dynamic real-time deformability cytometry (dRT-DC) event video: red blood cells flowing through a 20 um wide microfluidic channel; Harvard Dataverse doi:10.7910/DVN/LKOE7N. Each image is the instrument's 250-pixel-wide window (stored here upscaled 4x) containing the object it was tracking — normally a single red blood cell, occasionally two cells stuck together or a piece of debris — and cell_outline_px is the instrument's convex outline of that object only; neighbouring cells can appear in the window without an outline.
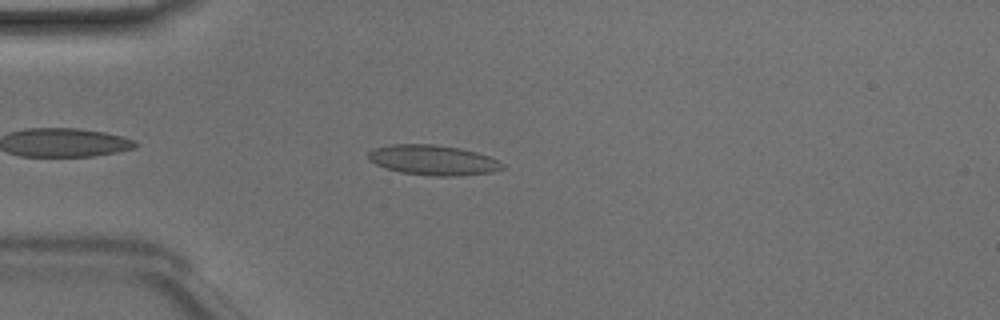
{"species": "Egyptian fruit bat (a non-hibernating species)", "species_latin": "Rousettus aegyptiacus", "temperature_condition": "room temperature", "stored_images_in_passage": 40, "camera_frame_rate_fps": 3000, "um_per_image_px": 0.085, "animal": {"sex": "male"}, "frame": {"image": 1, "passage_image": 5, "time_ms": 1.333, "image_size_px": [1000, 320], "cell_outline_px": [[504, 168], [492, 172], [456, 176], [436, 176], [400, 172], [384, 168], [368, 160], [368, 152], [372, 148], [388, 144], [436, 144], [460, 148], [476, 152], [500, 160], [504, 164]], "centroid_in_image_um": [36.79, 13.6], "position_along_channel_um": 48.2, "area_um2": 23.76}}
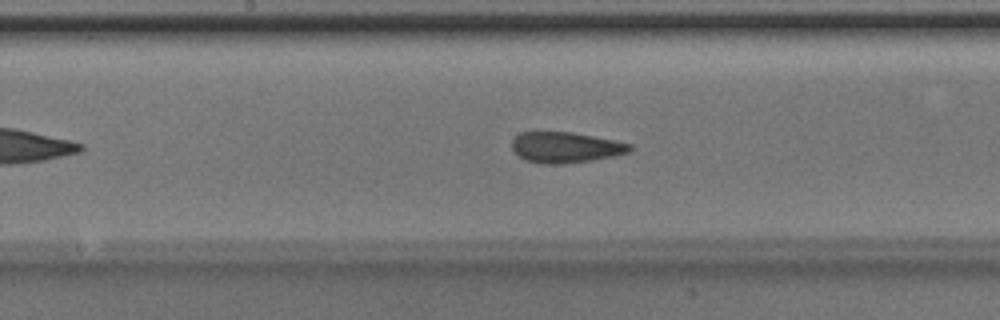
{"frame": {"image": 2, "passage_image": 17, "time_ms": 5.333, "image_size_px": [1000, 320], "cell_outline_px": [[632, 148], [628, 152], [612, 156], [592, 160], [564, 164], [544, 164], [524, 160], [512, 152], [512, 140], [520, 132], [572, 132], [616, 140], [632, 144]], "centroid_in_image_um": [48.04, 12.53], "position_along_channel_um": 200.2, "area_um2": 21.27}}
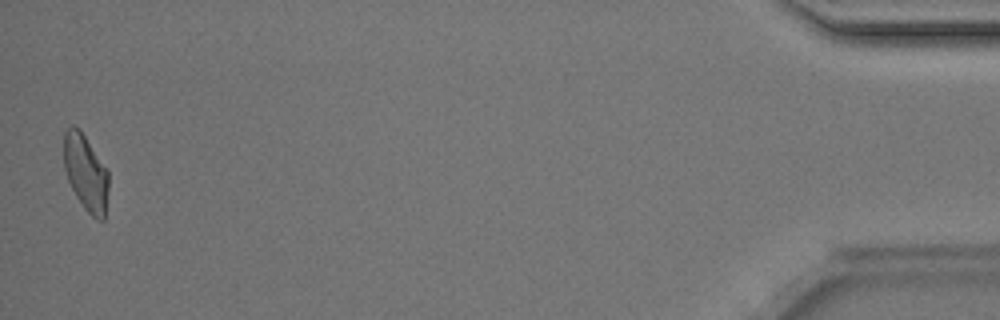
{"frame": {"image": 3, "passage_image": 40, "time_ms": 13.0, "image_size_px": [1000, 320], "cell_outline_px": [[108, 188], [104, 220], [96, 220], [84, 208], [76, 196], [68, 180], [64, 168], [64, 132], [72, 124], [80, 128], [108, 168]], "centroid_in_image_um": [7.3, 14.64], "position_along_channel_um": 427.9, "area_um2": 20.11}, "authors_computed_cell_mechanics": {"area_um2": 20.9236, "velocity_mm_per_s": 4.1621, "shape_relaxation_time_tau1_ms": null, "shape_relaxation_time_tau2_ms": 1.9317, "deformation_change_tau1": null, "deformation_change_tau2": 0.095}}